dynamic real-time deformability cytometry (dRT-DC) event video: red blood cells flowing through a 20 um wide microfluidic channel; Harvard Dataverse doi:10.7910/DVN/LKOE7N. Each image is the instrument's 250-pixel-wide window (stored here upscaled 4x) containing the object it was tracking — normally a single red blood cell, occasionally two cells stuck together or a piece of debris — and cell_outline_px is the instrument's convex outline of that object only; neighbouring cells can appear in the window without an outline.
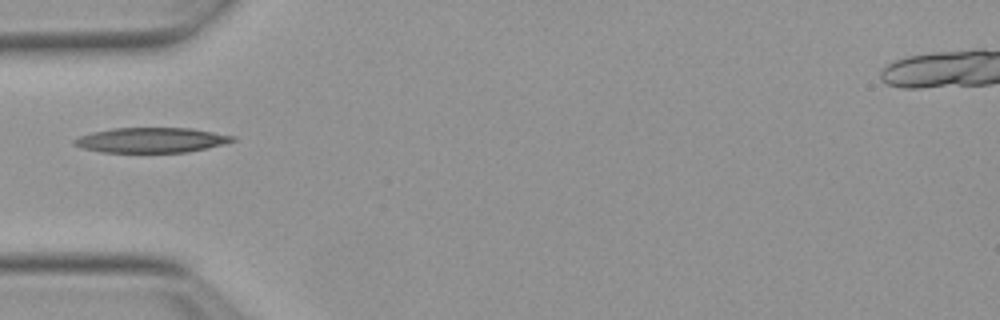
{"species": "Egyptian fruit bat (a non-hibernating species)", "species_latin": "Rousettus aegyptiacus", "temperature_condition": "warm", "stored_images_in_passage": 11, "camera_frame_rate_fps": 3000, "um_per_image_px": 0.085, "animal": {"sex": "female"}, "frame": {"image": 1, "passage_image": 1, "time_ms": 0.0, "image_size_px": [1000, 320], "cell_outline_px": [[236, 140], [188, 152], [104, 152], [84, 148], [72, 144], [72, 140], [80, 136], [92, 132], [112, 128], [192, 128], [236, 136]], "centroid_in_image_um": [12.84, 11.9], "position_along_channel_um": 72.2, "area_um2": 22.89}}